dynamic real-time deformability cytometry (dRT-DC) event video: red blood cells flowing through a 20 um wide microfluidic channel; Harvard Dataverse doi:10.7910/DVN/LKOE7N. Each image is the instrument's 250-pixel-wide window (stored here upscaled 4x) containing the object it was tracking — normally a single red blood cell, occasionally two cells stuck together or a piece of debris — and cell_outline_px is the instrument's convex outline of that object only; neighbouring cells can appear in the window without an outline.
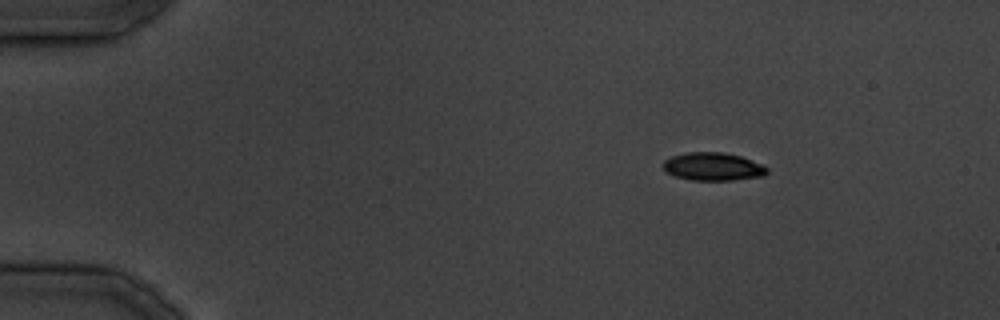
{"species": "common noctule bat (a hibernating species)", "species_latin": "Nyctalus noctula", "temperature_condition": "cold", "stored_images_in_passage": 31, "camera_frame_rate_fps": 3000, "um_per_image_px": 0.085, "animal": {"sex": "male", "body_mass_g": 19.5, "forearm_length_mm": 54.6}, "frame": {"image": 1, "passage_image": 1, "time_ms": 0.0, "image_size_px": [1000, 320], "cell_outline_px": [[768, 172], [764, 176], [732, 180], [692, 180], [676, 176], [668, 172], [664, 168], [664, 160], [672, 156], [688, 152], [720, 152], [740, 156], [752, 160], [768, 168]], "centroid_in_image_um": [60.63, 14.16], "position_along_channel_um": 24.4, "area_um2": 16.76}}